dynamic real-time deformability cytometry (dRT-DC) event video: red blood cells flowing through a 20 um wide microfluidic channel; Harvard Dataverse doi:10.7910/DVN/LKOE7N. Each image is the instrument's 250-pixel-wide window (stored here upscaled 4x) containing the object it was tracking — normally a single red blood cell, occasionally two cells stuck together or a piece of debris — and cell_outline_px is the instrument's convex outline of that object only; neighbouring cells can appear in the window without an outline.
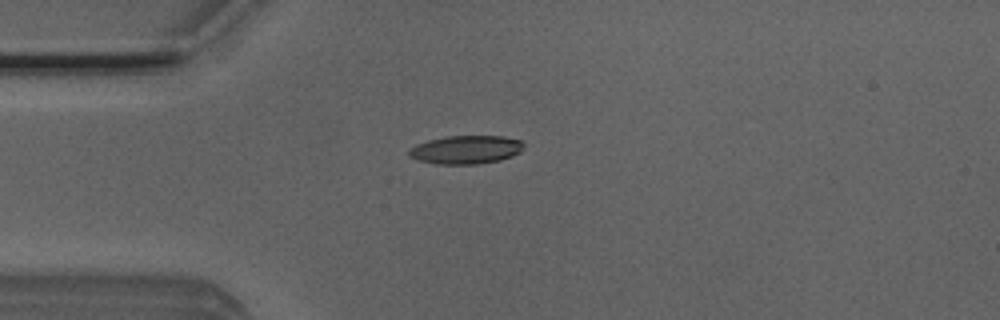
{"species": "Egyptian fruit bat (a non-hibernating species)", "species_latin": "Rousettus aegyptiacus", "temperature_condition": "room temperature", "stored_images_in_passage": 3, "camera_frame_rate_fps": 3000, "um_per_image_px": 0.085, "animal": {"sex": "male"}, "frame": {"image": 1, "passage_image": 1, "time_ms": 0.0, "image_size_px": [1000, 320], "cell_outline_px": [[524, 144], [520, 152], [512, 156], [500, 160], [476, 164], [436, 164], [420, 160], [408, 156], [408, 148], [416, 144], [428, 140], [444, 136], [504, 136], [524, 140]], "centroid_in_image_um": [39.61, 12.71], "position_along_channel_um": 45.4, "area_um2": 19.19}}